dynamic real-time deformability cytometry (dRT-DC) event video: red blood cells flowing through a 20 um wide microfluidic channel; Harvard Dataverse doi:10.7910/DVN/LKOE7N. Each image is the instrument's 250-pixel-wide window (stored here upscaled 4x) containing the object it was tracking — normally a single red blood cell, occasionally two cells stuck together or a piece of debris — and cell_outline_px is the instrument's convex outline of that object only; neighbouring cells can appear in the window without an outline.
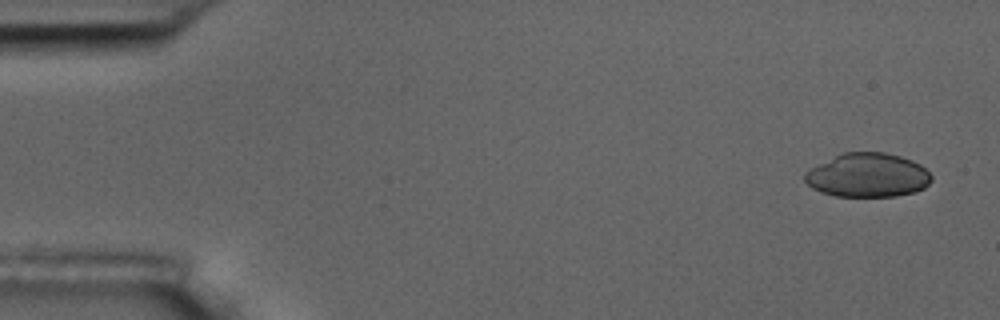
{"species": "common noctule bat (a hibernating species)", "species_latin": "Nyctalus noctula", "temperature_condition": "room temperature", "stored_images_in_passage": 6, "camera_frame_rate_fps": 3000, "um_per_image_px": 0.085, "animal": {"sex": "male", "body_mass_g": 17.5, "forearm_length_mm": 52.3}, "frame": {"image": 1, "passage_image": 1, "time_ms": 0.0, "image_size_px": [1000, 320], "cell_outline_px": [[932, 180], [924, 188], [916, 192], [896, 196], [836, 196], [820, 192], [812, 188], [804, 180], [804, 172], [844, 152], [884, 152], [900, 156], [912, 160], [920, 164], [932, 176]], "centroid_in_image_um": [73.78, 14.9], "position_along_channel_um": 11.2, "area_um2": 32.31}}